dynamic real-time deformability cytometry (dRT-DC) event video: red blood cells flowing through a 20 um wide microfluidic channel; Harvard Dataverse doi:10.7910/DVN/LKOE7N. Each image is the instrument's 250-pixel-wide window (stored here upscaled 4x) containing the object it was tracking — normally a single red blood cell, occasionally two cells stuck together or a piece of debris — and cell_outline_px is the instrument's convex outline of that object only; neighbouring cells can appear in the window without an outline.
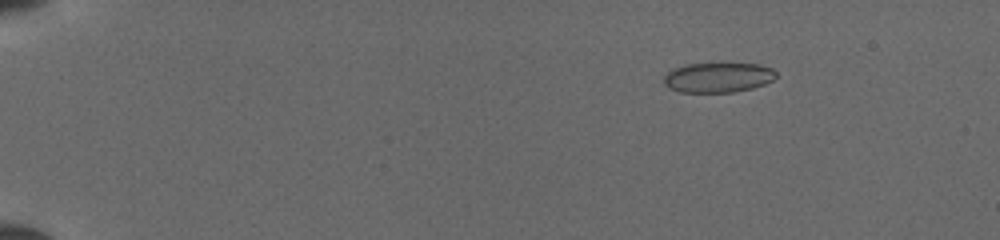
{"species": "common noctule bat (a hibernating species)", "species_latin": "Nyctalus noctula", "temperature_condition": "cold", "stored_images_in_passage": 11, "camera_frame_rate_fps": 3000, "um_per_image_px": 0.085, "animal": {"sex": "female", "body_mass_g": 19.5, "forearm_length_mm": 54.1}, "frame": {"image": 1, "passage_image": 8, "time_ms": 2.333, "image_size_px": [1000, 240], "cell_outline_px": [[776, 76], [772, 80], [764, 84], [752, 88], [732, 92], [680, 92], [668, 88], [664, 84], [664, 76], [672, 68], [688, 64], [760, 64], [772, 68], [776, 72]], "centroid_in_image_um": [61.01, 6.59], "position_along_channel_um": 24.0, "area_um2": 19.48}}